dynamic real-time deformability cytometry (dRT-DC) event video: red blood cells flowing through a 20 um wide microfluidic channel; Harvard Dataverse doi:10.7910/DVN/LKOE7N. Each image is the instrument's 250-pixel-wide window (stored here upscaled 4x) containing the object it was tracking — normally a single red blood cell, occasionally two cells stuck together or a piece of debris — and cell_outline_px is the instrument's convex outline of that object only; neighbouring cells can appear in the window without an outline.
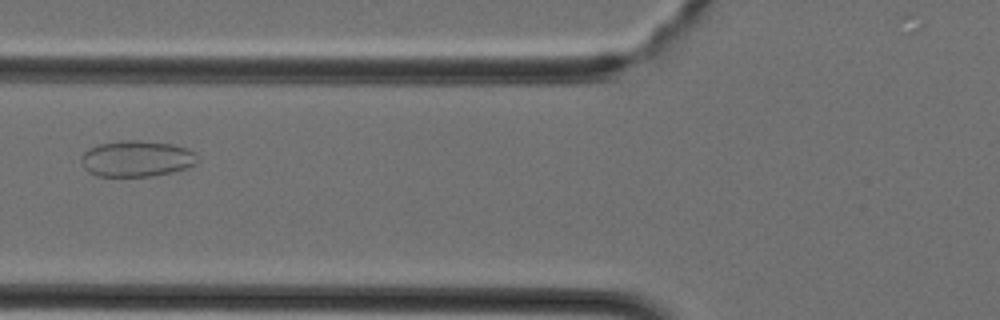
{"species": "Egyptian fruit bat (a non-hibernating species)", "species_latin": "Rousettus aegyptiacus", "temperature_condition": "cold", "stored_images_in_passage": 35, "camera_frame_rate_fps": 3000, "um_per_image_px": 0.085, "animal": {"sex": "female"}, "frame": {"image": 1, "passage_image": 11, "time_ms": 3.333, "image_size_px": [1000, 320], "cell_outline_px": [[196, 164], [172, 172], [152, 176], [96, 176], [88, 172], [84, 168], [80, 160], [84, 152], [88, 148], [100, 144], [120, 140], [140, 140], [172, 144], [188, 148], [196, 152]], "centroid_in_image_um": [11.59, 13.48], "position_along_channel_um": 114.2, "area_um2": 24.57}}
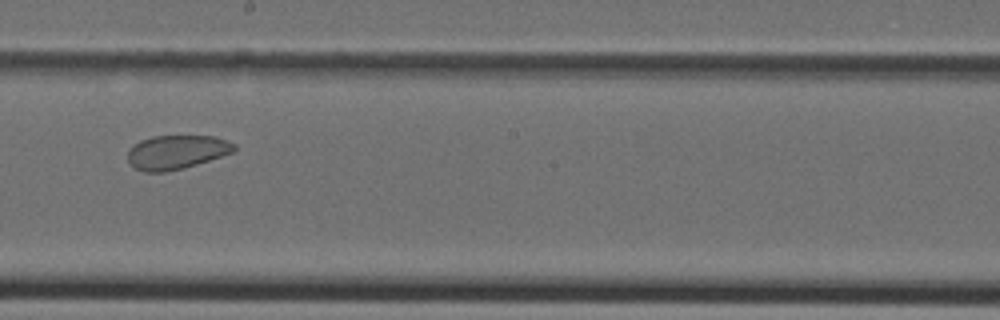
{"frame": {"image": 2, "passage_image": 18, "time_ms": 5.667, "image_size_px": [1000, 320], "cell_outline_px": [[236, 148], [232, 152], [184, 168], [164, 172], [144, 172], [136, 168], [128, 160], [128, 148], [140, 140], [152, 136], [216, 136], [236, 144]], "centroid_in_image_um": [14.98, 12.92], "position_along_channel_um": 233.2, "area_um2": 20.98}}
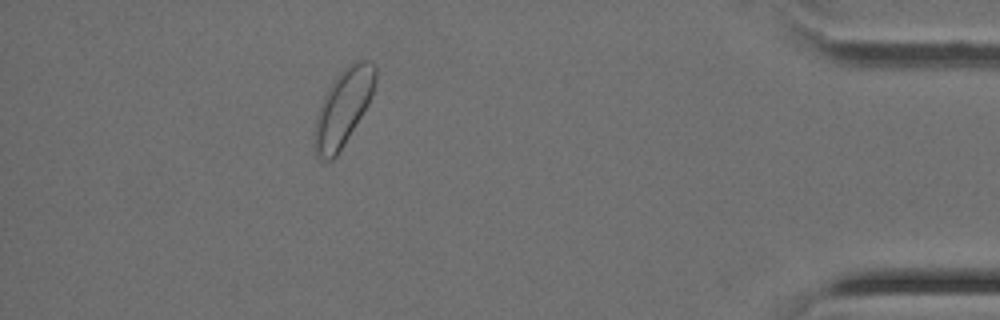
{"frame": {"image": 3, "passage_image": 31, "time_ms": 10.0, "image_size_px": [1000, 320], "cell_outline_px": [[376, 80], [372, 96], [368, 104], [344, 144], [336, 156], [332, 160], [324, 160], [316, 156], [316, 116], [324, 96], [328, 88], [336, 76], [348, 64], [360, 60], [368, 60], [376, 64]], "centroid_in_image_um": [29.21, 9.09], "position_along_channel_um": 406.0, "area_um2": 26.53}}